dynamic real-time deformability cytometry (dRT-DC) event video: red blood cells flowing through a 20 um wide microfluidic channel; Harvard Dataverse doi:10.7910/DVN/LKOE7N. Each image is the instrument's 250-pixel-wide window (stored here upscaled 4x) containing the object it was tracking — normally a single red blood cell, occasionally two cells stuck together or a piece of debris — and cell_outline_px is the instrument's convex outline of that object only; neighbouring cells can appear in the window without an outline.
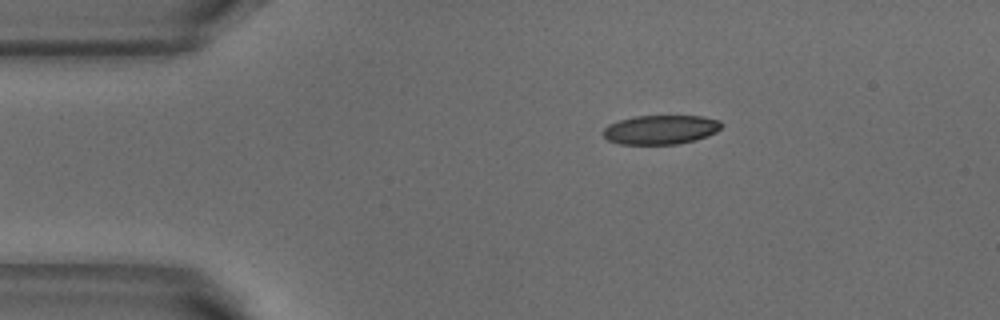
{"species": "common noctule bat (a hibernating species)", "species_latin": "Nyctalus noctula", "temperature_condition": "warm", "stored_images_in_passage": 3, "camera_frame_rate_fps": 3000, "um_per_image_px": 0.085, "animal": {"sex": "male", "body_mass_g": 18.8}, "frame": {"image": 1, "passage_image": 1, "time_ms": 0.0, "image_size_px": [1000, 320], "cell_outline_px": [[724, 124], [716, 132], [696, 140], [676, 144], [620, 144], [608, 140], [604, 136], [604, 128], [608, 124], [620, 120], [636, 116], [704, 116], [720, 120]], "centroid_in_image_um": [56.18, 11.01], "position_along_channel_um": 28.8, "area_um2": 20.11}}
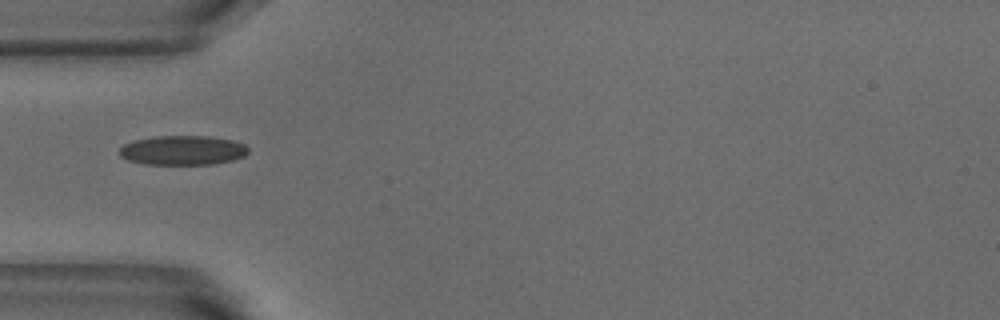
{"frame": {"image": 2, "passage_image": 3, "time_ms": 0.667, "image_size_px": [1000, 320], "cell_outline_px": [[248, 152], [244, 156], [232, 160], [216, 164], [144, 164], [128, 160], [120, 156], [120, 148], [124, 144], [132, 140], [152, 136], [208, 136], [232, 140], [244, 144], [248, 148]], "centroid_in_image_um": [15.51, 12.77], "position_along_channel_um": 69.5, "area_um2": 22.2}}